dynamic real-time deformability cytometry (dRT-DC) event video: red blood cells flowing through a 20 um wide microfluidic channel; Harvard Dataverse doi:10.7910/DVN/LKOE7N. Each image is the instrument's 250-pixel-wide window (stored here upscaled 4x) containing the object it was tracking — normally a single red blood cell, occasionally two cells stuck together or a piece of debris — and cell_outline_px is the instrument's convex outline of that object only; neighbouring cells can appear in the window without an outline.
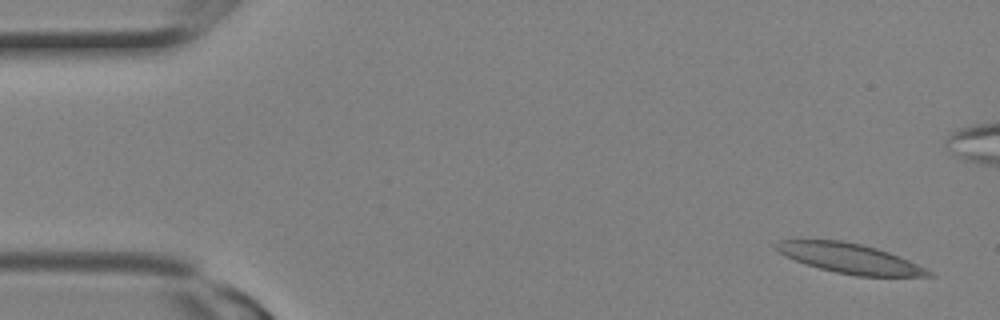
{"species": "Egyptian fruit bat (a non-hibernating species)", "species_latin": "Rousettus aegyptiacus", "temperature_condition": "room temperature", "stored_images_in_passage": 10, "camera_frame_rate_fps": 3000, "um_per_image_px": 0.085, "animal": {"sex": "female"}, "frame": {"image": 1, "passage_image": 2, "time_ms": 0.333, "image_size_px": [1000, 320], "cell_outline_px": [[936, 276], [856, 276], [836, 272], [820, 268], [796, 260], [780, 252], [776, 248], [776, 244], [780, 240], [840, 240], [860, 244], [876, 248], [900, 256], [932, 272]], "centroid_in_image_um": [72.27, 21.97], "position_along_channel_um": 12.7, "area_um2": 25.84}}
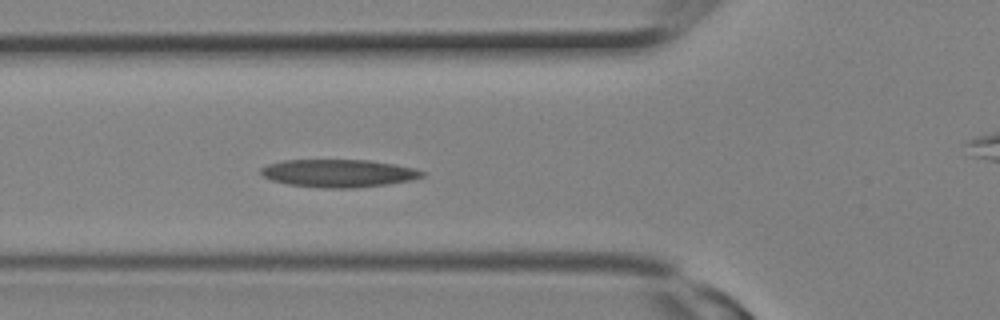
{"frame": {"image": 2, "passage_image": 10, "time_ms": 3.0, "image_size_px": [1000, 320], "cell_outline_px": [[424, 176], [412, 180], [388, 184], [356, 188], [324, 188], [288, 184], [272, 180], [264, 176], [260, 172], [260, 168], [268, 164], [284, 160], [368, 160], [396, 164], [416, 168], [424, 172]], "centroid_in_image_um": [28.81, 14.72], "position_along_channel_um": 97.0, "area_um2": 26.18}}